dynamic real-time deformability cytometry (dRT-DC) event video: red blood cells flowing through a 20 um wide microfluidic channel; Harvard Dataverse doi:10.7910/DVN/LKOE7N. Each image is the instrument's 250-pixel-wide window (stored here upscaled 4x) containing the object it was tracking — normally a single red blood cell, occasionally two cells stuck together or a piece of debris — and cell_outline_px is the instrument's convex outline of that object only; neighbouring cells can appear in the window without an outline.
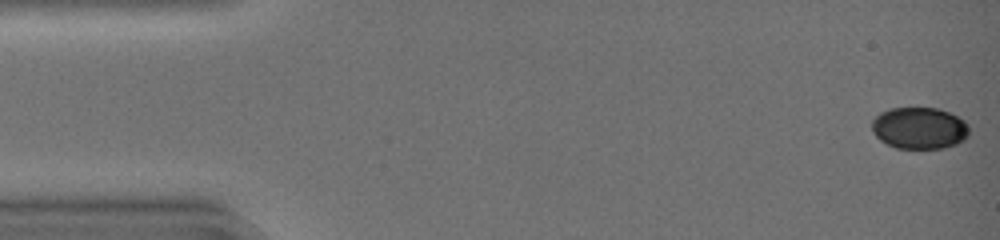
{"species": "common noctule bat (a hibernating species)", "species_latin": "Nyctalus noctula", "temperature_condition": "warm", "stored_images_in_passage": 32, "camera_frame_rate_fps": 3000, "um_per_image_px": 0.085, "animal": {"sex": "female", "body_mass_g": 19.0, "forearm_length_mm": 51.5}, "frame": {"image": 1, "passage_image": 1, "time_ms": 0.0, "image_size_px": [1000, 240], "cell_outline_px": [[968, 136], [964, 140], [956, 144], [944, 148], [896, 148], [880, 140], [872, 132], [872, 120], [880, 112], [892, 108], [940, 108], [964, 120], [968, 124]], "centroid_in_image_um": [78.15, 10.88], "position_along_channel_um": 6.9, "area_um2": 23.7}}
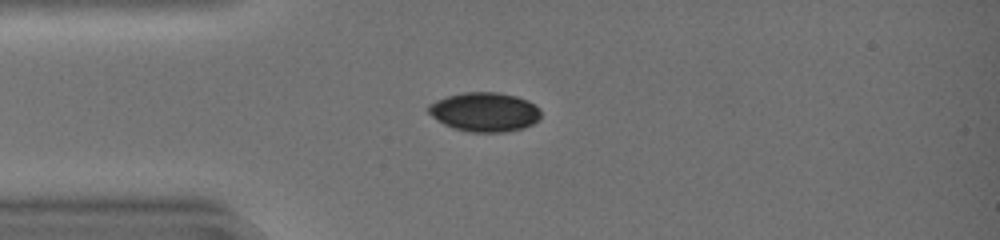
{"frame": {"image": 2, "passage_image": 12, "time_ms": 3.667, "image_size_px": [1000, 240], "cell_outline_px": [[540, 120], [524, 128], [508, 132], [468, 132], [452, 128], [444, 124], [432, 116], [428, 112], [428, 104], [436, 100], [448, 96], [464, 92], [500, 92], [516, 96], [528, 100], [536, 104], [540, 108]], "centroid_in_image_um": [41.22, 9.52], "position_along_channel_um": 43.8, "area_um2": 26.01}}
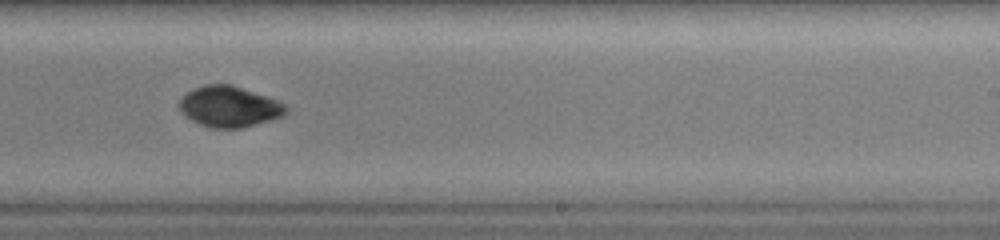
{"frame": {"image": 3, "passage_image": 29, "time_ms": 9.333, "image_size_px": [1000, 240], "cell_outline_px": [[288, 112], [284, 116], [272, 120], [240, 128], [208, 128], [184, 116], [180, 112], [180, 96], [204, 84], [232, 84], [280, 100], [288, 108]], "centroid_in_image_um": [19.51, 9.06], "position_along_channel_um": 269.5, "area_um2": 25.72}}